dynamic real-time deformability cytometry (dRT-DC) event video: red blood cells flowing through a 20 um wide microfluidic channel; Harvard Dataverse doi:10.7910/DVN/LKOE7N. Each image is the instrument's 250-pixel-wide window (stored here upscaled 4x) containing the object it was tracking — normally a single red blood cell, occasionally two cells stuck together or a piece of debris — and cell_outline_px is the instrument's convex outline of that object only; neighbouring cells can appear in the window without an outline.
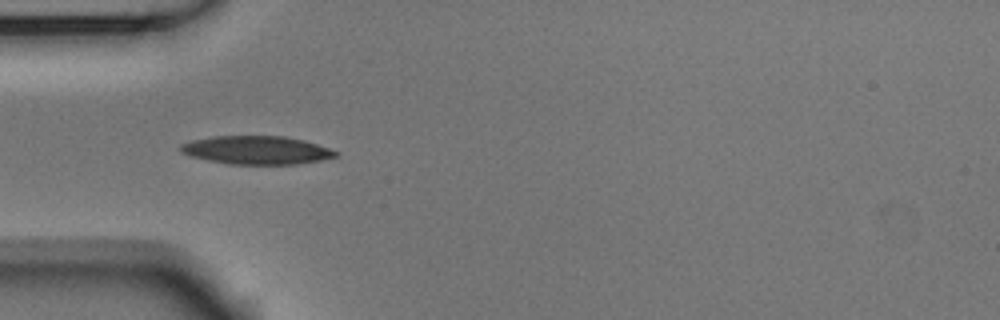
{"species": "Egyptian fruit bat (a non-hibernating species)", "species_latin": "Rousettus aegyptiacus", "temperature_condition": "room temperature", "stored_images_in_passage": 38, "camera_frame_rate_fps": 3000, "um_per_image_px": 0.085, "animal": {"sex": "male"}, "frame": {"image": 1, "passage_image": 1, "time_ms": 0.0, "image_size_px": [1000, 320], "cell_outline_px": [[336, 156], [320, 160], [296, 164], [228, 164], [208, 160], [192, 156], [180, 152], [180, 144], [192, 140], [212, 136], [284, 136], [304, 140], [328, 148], [336, 152]], "centroid_in_image_um": [21.76, 12.75], "position_along_channel_um": 63.2, "area_um2": 25.37}}
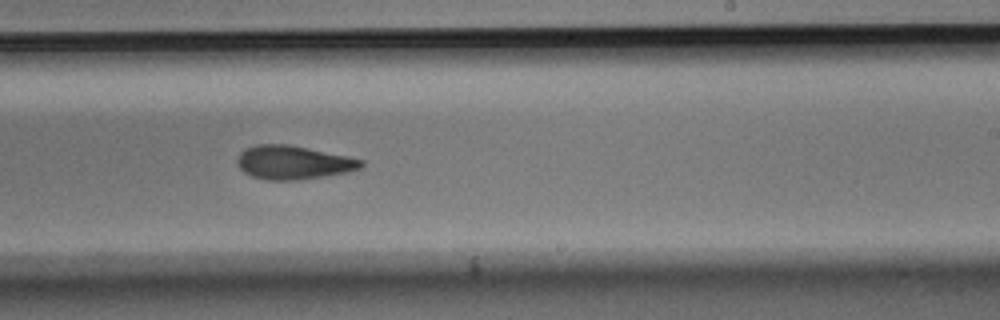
{"frame": {"image": 2, "passage_image": 17, "time_ms": 5.333, "image_size_px": [1000, 320], "cell_outline_px": [[364, 164], [360, 168], [348, 172], [324, 176], [296, 180], [264, 180], [252, 176], [244, 172], [236, 164], [236, 160], [240, 152], [244, 148], [256, 144], [288, 144], [348, 156], [364, 160]], "centroid_in_image_um": [24.9, 13.8], "position_along_channel_um": 264.1, "area_um2": 24.45}}
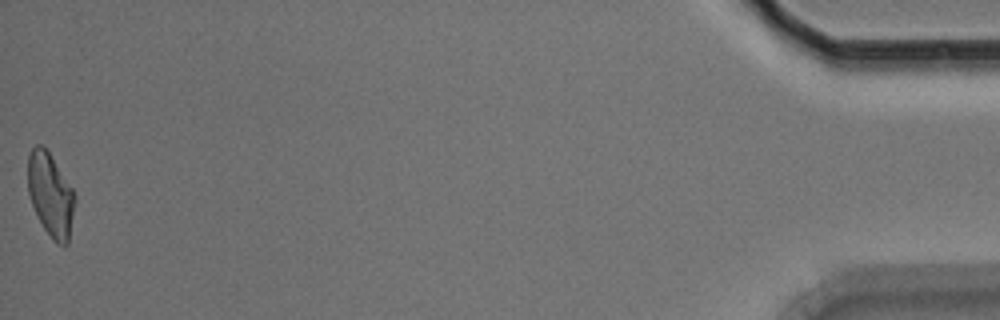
{"frame": {"image": 3, "passage_image": 38, "time_ms": 12.333, "image_size_px": [1000, 320], "cell_outline_px": [[76, 200], [68, 244], [64, 248], [56, 244], [52, 240], [44, 228], [32, 204], [28, 192], [28, 156], [32, 148], [36, 144], [40, 144], [48, 152], [72, 188], [76, 196]], "centroid_in_image_um": [4.31, 16.61], "position_along_channel_um": 430.9, "area_um2": 22.77}, "authors_computed_cell_mechanics": {"area_um2": 24.3627, "velocity_mm_per_s": 3.7722, "shape_relaxation_time_tau1_ms": 5.3361, "shape_relaxation_time_tau2_ms": 7.1383, "deformation_change_tau1": 0.168, "deformation_change_tau2": 0.1463}}